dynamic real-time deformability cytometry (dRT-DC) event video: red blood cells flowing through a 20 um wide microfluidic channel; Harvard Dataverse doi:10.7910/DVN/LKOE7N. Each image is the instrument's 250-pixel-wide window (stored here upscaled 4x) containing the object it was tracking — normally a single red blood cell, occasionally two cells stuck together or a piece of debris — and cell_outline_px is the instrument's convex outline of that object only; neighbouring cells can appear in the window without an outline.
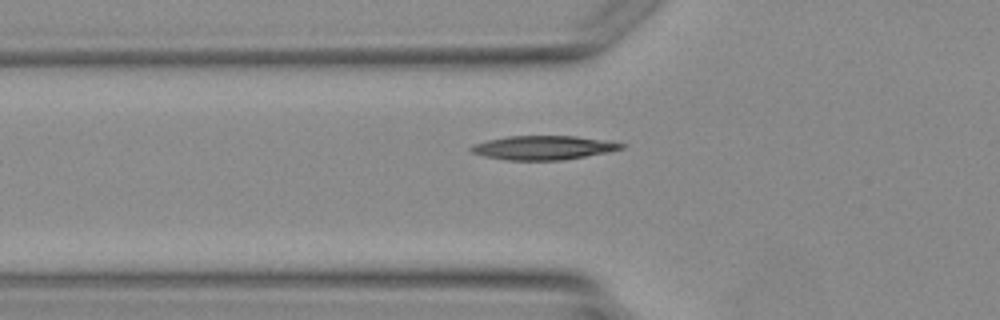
{"species": "Egyptian fruit bat (a non-hibernating species)", "species_latin": "Rousettus aegyptiacus", "temperature_condition": "warm", "stored_images_in_passage": 3, "camera_frame_rate_fps": 3000, "um_per_image_px": 0.085, "animal": {"sex": "female"}, "frame": {"image": 1, "passage_image": 3, "time_ms": 3.333, "image_size_px": [1000, 320], "cell_outline_px": [[624, 148], [608, 152], [564, 160], [508, 160], [484, 156], [472, 152], [468, 148], [472, 144], [488, 140], [508, 136], [576, 136], [624, 144]], "centroid_in_image_um": [46.13, 12.56], "position_along_channel_um": 79.7, "area_um2": 20.81}}